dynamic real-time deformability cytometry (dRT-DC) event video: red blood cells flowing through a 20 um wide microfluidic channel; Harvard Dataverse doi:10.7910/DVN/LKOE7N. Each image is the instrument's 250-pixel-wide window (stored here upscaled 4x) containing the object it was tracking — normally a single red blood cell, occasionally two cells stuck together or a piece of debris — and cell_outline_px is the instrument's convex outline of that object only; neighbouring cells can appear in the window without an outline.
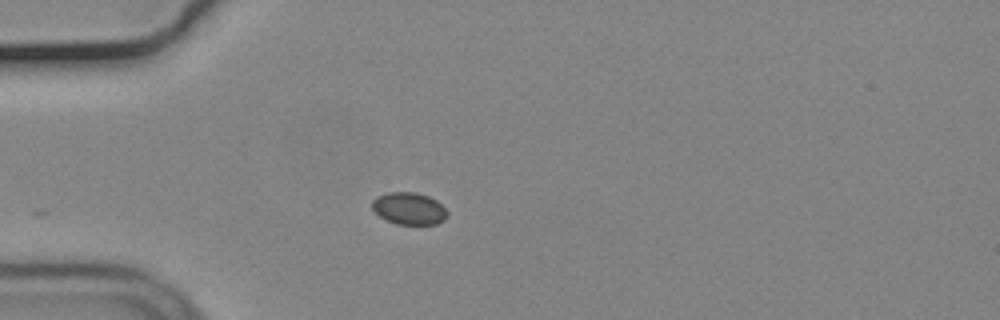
{"species": "common noctule bat (a hibernating species)", "species_latin": "Nyctalus noctula", "temperature_condition": "cold", "stored_images_in_passage": 14, "camera_frame_rate_fps": 3000, "um_per_image_px": 0.085, "animal": {"sex": "male", "body_mass_g": 19.2, "forearm_length_mm": 51.8}, "frame": {"image": 1, "passage_image": 1, "time_ms": 0.0, "image_size_px": [1000, 320], "cell_outline_px": [[448, 216], [444, 220], [436, 224], [396, 224], [380, 216], [372, 208], [372, 200], [376, 196], [388, 192], [416, 192], [428, 196], [436, 200], [448, 212]], "centroid_in_image_um": [34.77, 17.71], "position_along_channel_um": 50.2, "area_um2": 14.05}}
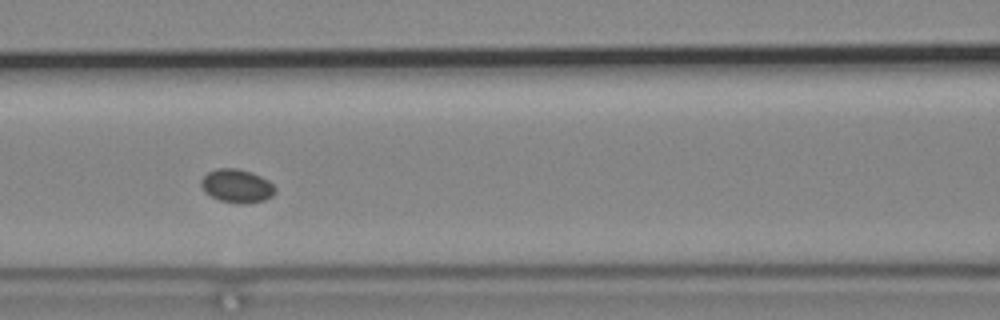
{"frame": {"image": 2, "passage_image": 10, "time_ms": 3.0, "image_size_px": [1000, 320], "cell_outline_px": [[276, 192], [272, 196], [264, 200], [244, 204], [240, 204], [220, 200], [204, 192], [200, 184], [200, 180], [208, 172], [216, 168], [236, 168], [252, 172], [268, 180], [276, 188]], "centroid_in_image_um": [20.13, 15.8], "position_along_channel_um": 146.5, "area_um2": 14.51}}
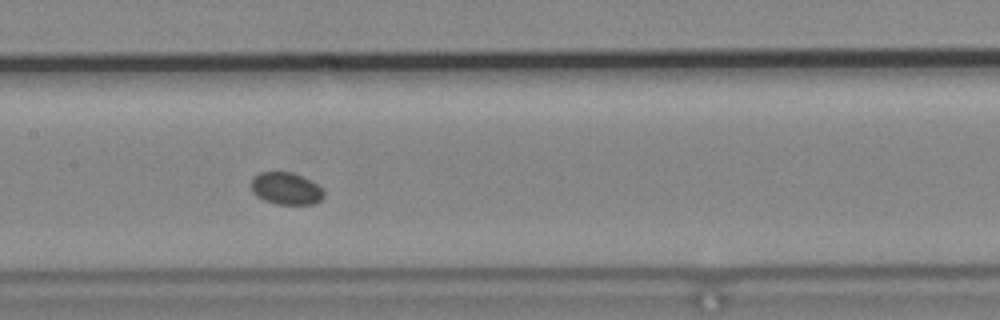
{"frame": {"image": 3, "passage_image": 13, "time_ms": 4.0, "image_size_px": [1000, 320], "cell_outline_px": [[324, 196], [316, 204], [276, 204], [264, 200], [256, 196], [252, 192], [252, 180], [260, 172], [292, 172], [316, 184], [324, 192]], "centroid_in_image_um": [24.31, 16.04], "position_along_channel_um": 183.1, "area_um2": 13.41}}